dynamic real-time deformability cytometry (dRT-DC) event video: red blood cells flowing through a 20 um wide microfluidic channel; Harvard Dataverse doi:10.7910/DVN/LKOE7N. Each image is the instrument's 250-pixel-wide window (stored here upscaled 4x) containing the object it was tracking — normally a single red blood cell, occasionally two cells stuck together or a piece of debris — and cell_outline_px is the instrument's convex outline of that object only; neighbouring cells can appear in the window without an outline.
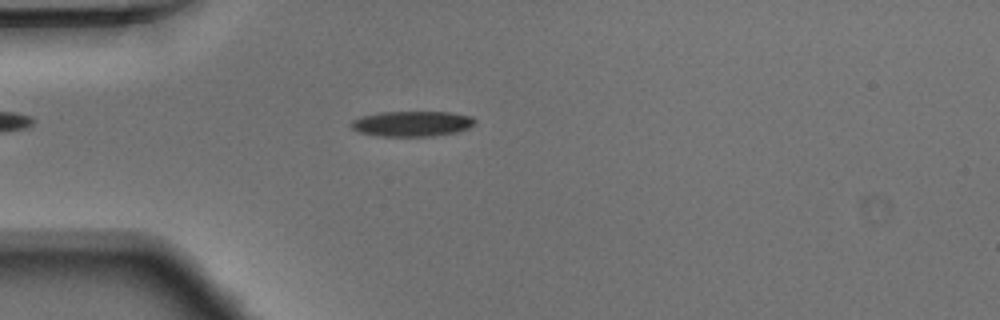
{"species": "Egyptian fruit bat (a non-hibernating species)", "species_latin": "Rousettus aegyptiacus", "temperature_condition": "warm", "stored_images_in_passage": 48, "camera_frame_rate_fps": 3000, "um_per_image_px": 0.085, "animal": {"sex": "male"}, "frame": {"image": 1, "passage_image": 13, "time_ms": 4.0, "image_size_px": [1000, 320], "cell_outline_px": [[476, 120], [468, 128], [456, 132], [432, 136], [376, 136], [360, 132], [352, 128], [348, 124], [352, 120], [360, 116], [380, 112], [448, 112], [472, 116]], "centroid_in_image_um": [34.97, 10.51], "position_along_channel_um": 50.0, "area_um2": 18.32}}
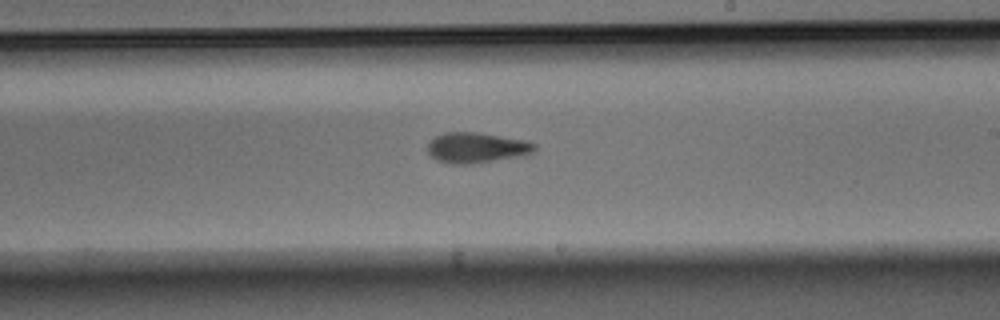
{"frame": {"image": 2, "passage_image": 28, "time_ms": 9.0, "image_size_px": [1000, 320], "cell_outline_px": [[536, 148], [532, 152], [520, 156], [472, 164], [452, 164], [436, 160], [428, 152], [428, 144], [436, 136], [444, 132], [476, 132], [528, 140], [536, 144]], "centroid_in_image_um": [40.52, 12.55], "position_along_channel_um": 248.5, "area_um2": 18.96}}
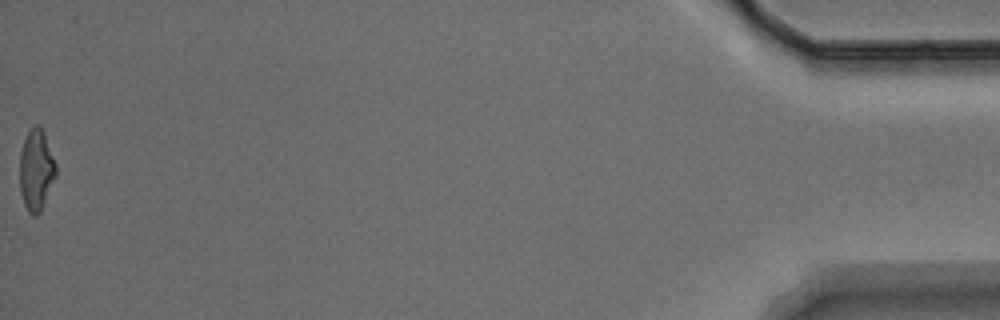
{"frame": {"image": 3, "passage_image": 48, "time_ms": 15.667, "image_size_px": [1000, 320], "cell_outline_px": [[56, 176], [40, 212], [36, 216], [32, 216], [28, 212], [24, 204], [20, 192], [20, 152], [24, 140], [32, 124], [40, 124], [44, 132], [56, 164]], "centroid_in_image_um": [3.07, 14.43], "position_along_channel_um": 432.1, "area_um2": 17.22}}